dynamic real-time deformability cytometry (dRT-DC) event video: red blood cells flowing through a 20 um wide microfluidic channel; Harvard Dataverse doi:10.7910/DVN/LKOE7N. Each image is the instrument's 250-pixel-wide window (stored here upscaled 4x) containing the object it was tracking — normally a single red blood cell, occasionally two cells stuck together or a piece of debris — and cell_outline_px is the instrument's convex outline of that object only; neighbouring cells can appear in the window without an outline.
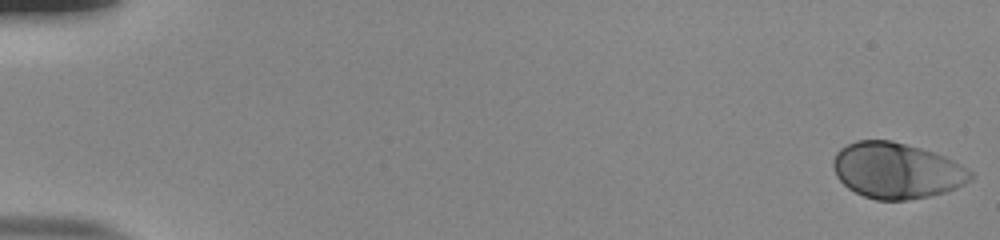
{"species": "human", "species_latin": "Homo sapiens", "temperature_condition": "room temperature", "stored_images_in_passage": 55, "camera_frame_rate_fps": 3000, "um_per_image_px": 0.085, "donor": {"sex": "male"}, "frame": {"image": 1, "passage_image": 1, "time_ms": 0.0, "image_size_px": [1000, 240], "cell_outline_px": [[976, 176], [972, 180], [956, 188], [944, 192], [928, 196], [908, 200], [876, 200], [864, 196], [848, 188], [836, 176], [832, 164], [832, 160], [836, 152], [840, 148], [856, 140], [892, 140], [920, 148], [944, 156], [968, 168]], "centroid_in_image_um": [76.21, 14.5], "position_along_channel_um": 8.8, "area_um2": 44.8}}
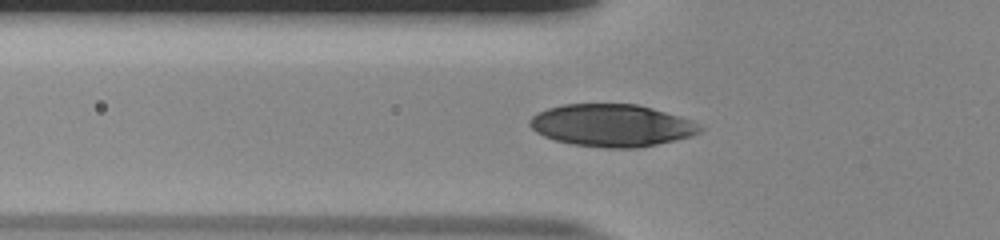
{"frame": {"image": 2, "passage_image": 20, "time_ms": 6.333, "image_size_px": [1000, 240], "cell_outline_px": [[704, 128], [700, 132], [692, 136], [676, 140], [636, 148], [604, 148], [572, 144], [556, 140], [544, 136], [536, 132], [528, 124], [528, 120], [536, 112], [548, 108], [564, 104], [636, 104], [652, 108], [680, 116]], "centroid_in_image_um": [51.96, 10.66], "position_along_channel_um": 73.8, "area_um2": 41.91}}
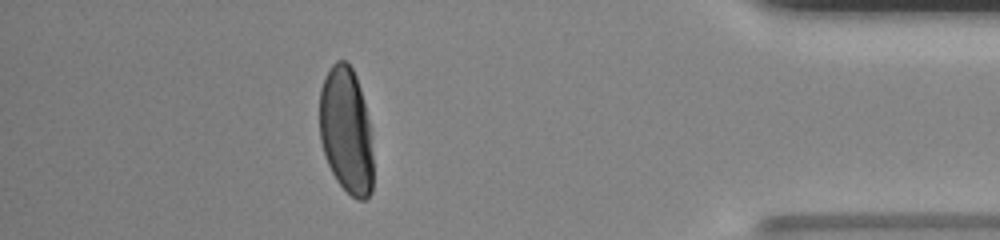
{"frame": {"image": 3, "passage_image": 49, "time_ms": 16.0, "image_size_px": [1000, 240], "cell_outline_px": [[372, 192], [364, 200], [356, 200], [336, 180], [324, 156], [320, 140], [320, 88], [332, 64], [336, 60], [344, 60], [352, 68], [356, 76], [360, 88], [368, 120], [372, 156]], "centroid_in_image_um": [29.41, 11.12], "position_along_channel_um": 405.8, "area_um2": 39.19}, "authors_computed_cell_mechanics": {"area_um2": 43.35, "velocity_mm_per_s": 3.8126, "shape_relaxation_time_tau1_ms": 2.7572, "shape_relaxation_time_tau2_ms": null, "deformation_change_tau1": 0.1706, "deformation_change_tau2": null}}